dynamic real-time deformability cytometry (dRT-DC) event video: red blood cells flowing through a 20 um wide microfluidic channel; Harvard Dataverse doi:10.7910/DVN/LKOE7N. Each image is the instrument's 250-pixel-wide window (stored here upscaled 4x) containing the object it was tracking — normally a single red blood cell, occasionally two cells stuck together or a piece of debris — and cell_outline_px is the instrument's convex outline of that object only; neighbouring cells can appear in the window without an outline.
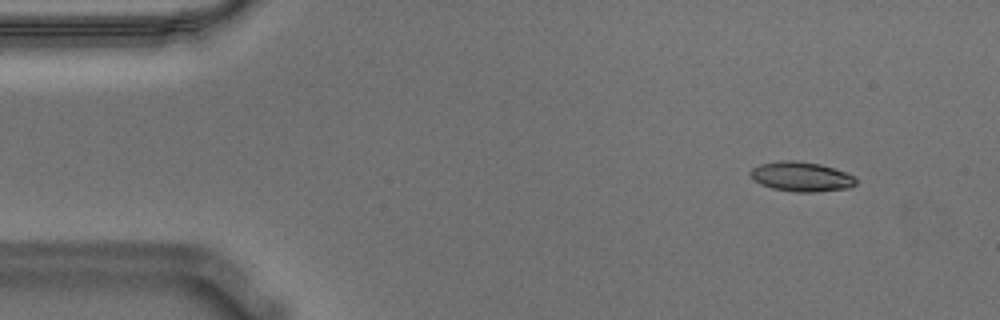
{"species": "Egyptian fruit bat (a non-hibernating species)", "species_latin": "Rousettus aegyptiacus", "temperature_condition": "warm", "stored_images_in_passage": 55, "camera_frame_rate_fps": 3000, "um_per_image_px": 0.085, "animal": {"sex": "male"}, "frame": {"image": 1, "passage_image": 5, "time_ms": 1.333, "image_size_px": [1000, 320], "cell_outline_px": [[856, 184], [848, 188], [812, 192], [796, 192], [772, 188], [760, 184], [752, 180], [748, 176], [748, 172], [752, 168], [760, 164], [780, 160], [792, 160], [820, 164], [856, 176]], "centroid_in_image_um": [68.05, 15.01], "position_along_channel_um": 16.9, "area_um2": 18.32}}
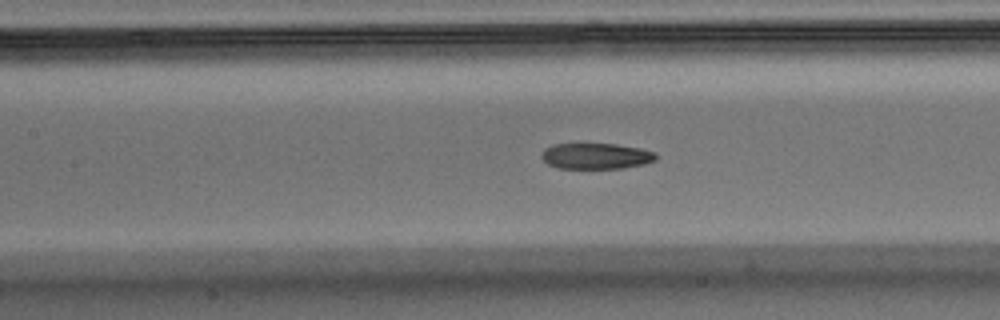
{"frame": {"image": 2, "passage_image": 24, "time_ms": 7.667, "image_size_px": [1000, 320], "cell_outline_px": [[656, 160], [644, 164], [624, 168], [556, 168], [548, 164], [540, 156], [544, 148], [552, 144], [616, 144], [640, 148], [656, 152]], "centroid_in_image_um": [50.65, 13.26], "position_along_channel_um": 156.7, "area_um2": 17.34}}
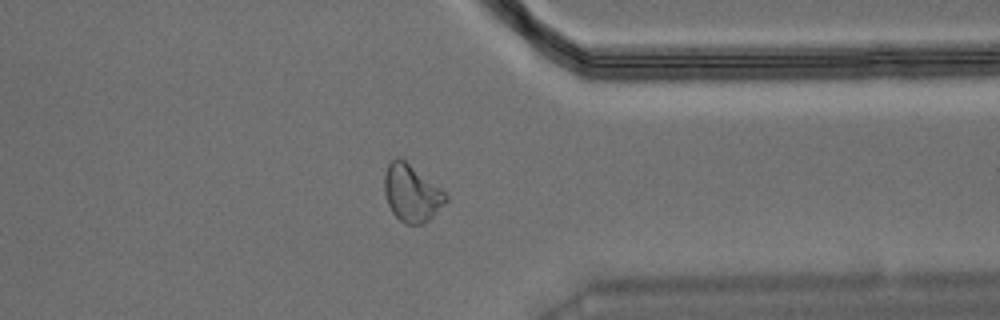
{"frame": {"image": 3, "passage_image": 43, "time_ms": 14.0, "image_size_px": [1000, 320], "cell_outline_px": [[448, 200], [424, 224], [404, 224], [392, 212], [388, 204], [384, 192], [384, 176], [388, 164], [396, 156], [400, 156], [440, 188], [448, 196]], "centroid_in_image_um": [34.96, 16.41], "position_along_channel_um": 376.4, "area_um2": 20.29}, "authors_computed_cell_mechanics": {"area_um2": 18.6116, "velocity_mm_per_s": 3.5781, "shape_relaxation_time_tau1_ms": 8.6933, "shape_relaxation_time_tau2_ms": 2.3195, "deformation_change_tau1": 0.2206, "deformation_change_tau2": 0.0837}}